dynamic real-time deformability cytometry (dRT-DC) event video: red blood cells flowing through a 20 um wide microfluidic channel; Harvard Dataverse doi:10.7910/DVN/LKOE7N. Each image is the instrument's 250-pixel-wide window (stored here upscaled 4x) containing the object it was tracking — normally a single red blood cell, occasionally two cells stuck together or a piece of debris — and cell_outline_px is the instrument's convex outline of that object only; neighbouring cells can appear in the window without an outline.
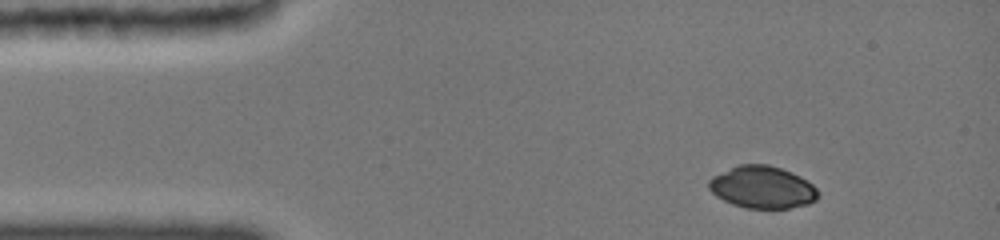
{"species": "common noctule bat (a hibernating species)", "species_latin": "Nyctalus noctula", "temperature_condition": "cold", "stored_images_in_passage": 44, "camera_frame_rate_fps": 3000, "um_per_image_px": 0.085, "animal": {"sex": "female", "body_mass_g": 19.0, "forearm_length_mm": 51.5}, "frame": {"image": 1, "passage_image": 1, "time_ms": 0.0, "image_size_px": [1000, 240], "cell_outline_px": [[820, 196], [816, 200], [808, 204], [788, 208], [744, 208], [732, 204], [716, 196], [708, 188], [708, 180], [712, 176], [736, 164], [768, 164], [792, 172], [800, 176], [812, 184], [820, 192]], "centroid_in_image_um": [64.79, 15.91], "position_along_channel_um": 20.2, "area_um2": 27.17}}
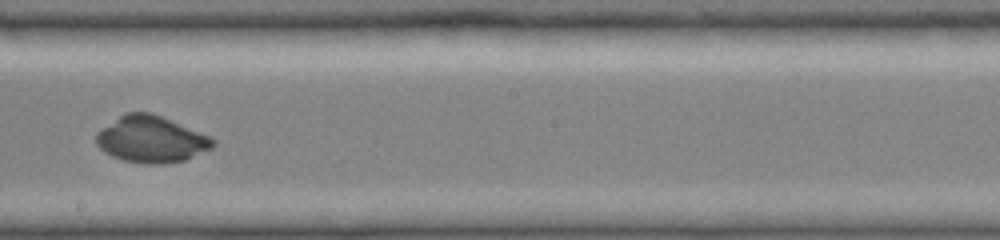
{"frame": {"image": 2, "passage_image": 24, "time_ms": 7.333, "image_size_px": [1000, 240], "cell_outline_px": [[216, 144], [212, 148], [184, 160], [164, 164], [144, 164], [120, 160], [104, 152], [96, 144], [96, 136], [104, 128], [120, 116], [128, 112], [152, 112], [208, 136], [216, 140]], "centroid_in_image_um": [12.86, 11.86], "position_along_channel_um": 235.3, "area_um2": 31.27}}
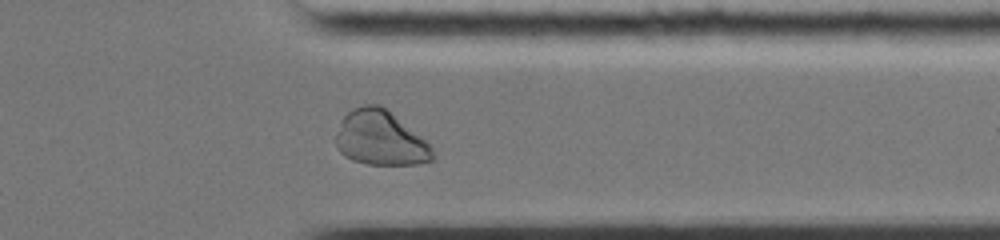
{"frame": {"image": 3, "passage_image": 37, "time_ms": 11.0, "image_size_px": [1000, 240], "cell_outline_px": [[436, 156], [432, 160], [420, 164], [368, 164], [352, 160], [344, 156], [336, 148], [336, 136], [344, 116], [352, 108], [364, 104], [380, 104], [424, 140], [428, 144]], "centroid_in_image_um": [32.3, 11.76], "position_along_channel_um": 379.1, "area_um2": 30.35}}